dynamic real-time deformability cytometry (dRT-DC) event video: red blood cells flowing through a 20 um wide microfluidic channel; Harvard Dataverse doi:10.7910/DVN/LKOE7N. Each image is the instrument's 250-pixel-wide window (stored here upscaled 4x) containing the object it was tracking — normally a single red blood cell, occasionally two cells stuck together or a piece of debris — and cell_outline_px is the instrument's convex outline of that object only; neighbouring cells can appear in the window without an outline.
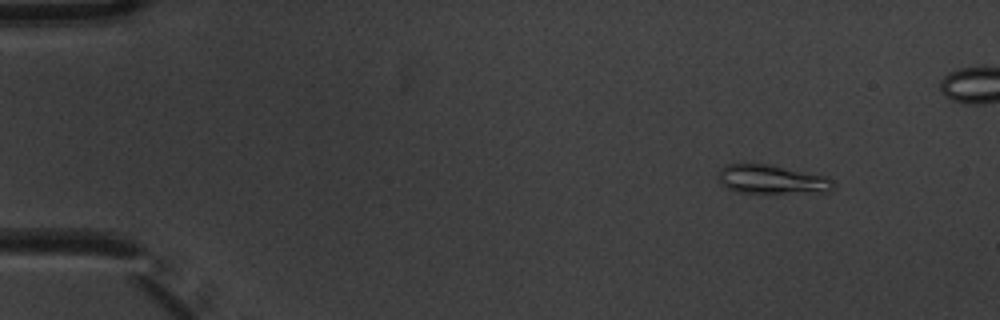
{"species": "common noctule bat (a hibernating species)", "species_latin": "Nyctalus noctula", "temperature_condition": "warm", "stored_images_in_passage": 5, "camera_frame_rate_fps": 3000, "um_per_image_px": 0.085, "animal": {"sex": "male", "body_mass_g": 20.1, "forearm_length_mm": 53.5}, "frame": {"image": 1, "passage_image": 1, "time_ms": 0.0, "image_size_px": [1000, 320], "cell_outline_px": [[836, 184], [832, 192], [740, 192], [728, 188], [720, 180], [720, 168], [724, 164], [768, 164], [824, 176], [832, 180]], "centroid_in_image_um": [65.65, 15.24], "position_along_channel_um": 19.3, "area_um2": 18.9}}
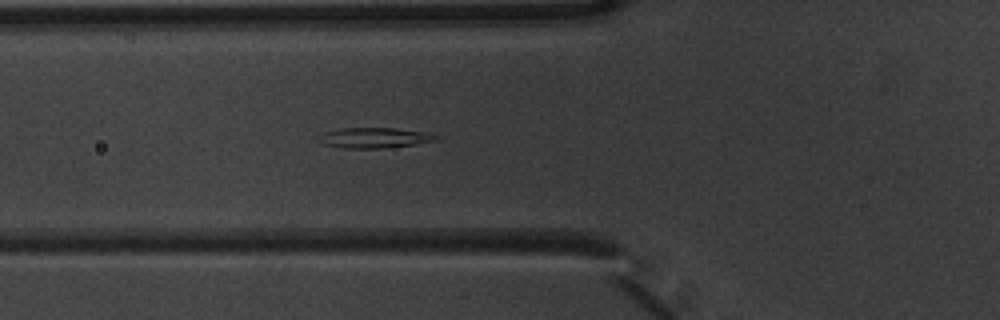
{"frame": {"image": 2, "passage_image": 5, "time_ms": 1.333, "image_size_px": [1000, 320], "cell_outline_px": [[440, 140], [416, 144], [384, 148], [340, 148], [324, 144], [316, 140], [324, 132], [340, 128], [396, 128], [428, 132], [436, 136]], "centroid_in_image_um": [31.82, 11.71], "position_along_channel_um": 94.0, "area_um2": 14.05}}